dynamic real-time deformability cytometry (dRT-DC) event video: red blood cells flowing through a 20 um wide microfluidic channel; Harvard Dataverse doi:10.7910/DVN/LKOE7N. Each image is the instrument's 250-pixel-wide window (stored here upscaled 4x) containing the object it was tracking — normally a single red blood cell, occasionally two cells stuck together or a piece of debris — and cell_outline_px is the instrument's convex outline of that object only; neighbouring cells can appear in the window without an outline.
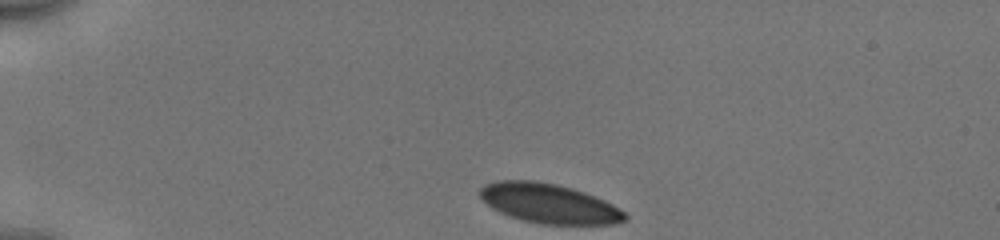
{"species": "human", "species_latin": "Homo sapiens", "temperature_condition": "cold", "stored_images_in_passage": 36, "camera_frame_rate_fps": 3000, "um_per_image_px": 0.085, "donor": {"sex": "male"}, "frame": {"image": 1, "passage_image": 1, "time_ms": 0.0, "image_size_px": [1000, 240], "cell_outline_px": [[628, 220], [616, 224], [540, 224], [520, 220], [500, 212], [492, 208], [480, 196], [480, 188], [484, 184], [496, 180], [536, 180], [556, 184], [572, 188], [584, 192], [604, 200], [612, 204], [624, 212], [628, 216]], "centroid_in_image_um": [46.67, 17.29], "position_along_channel_um": 38.3, "area_um2": 33.52}}
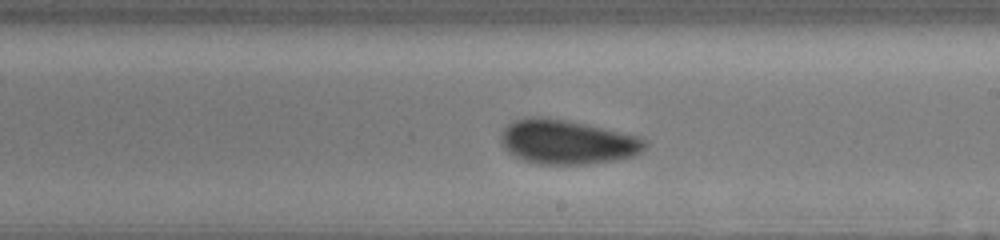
{"frame": {"image": 2, "passage_image": 21, "time_ms": 6.667, "image_size_px": [1000, 240], "cell_outline_px": [[648, 144], [636, 156], [588, 164], [536, 164], [520, 160], [512, 156], [504, 148], [500, 136], [504, 128], [508, 124], [516, 120], [528, 116], [544, 116], [588, 124], [636, 136], [648, 140]], "centroid_in_image_um": [48.18, 12.07], "position_along_channel_um": 240.8, "area_um2": 37.51}}
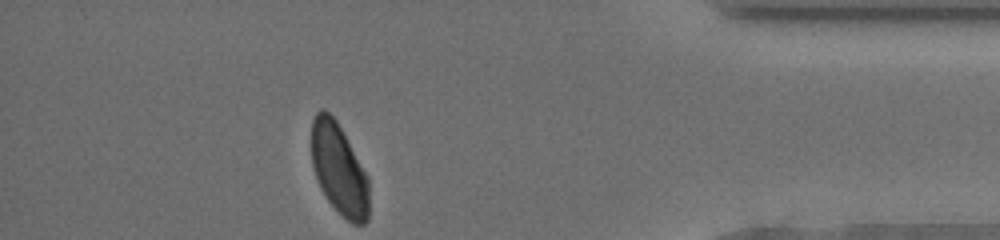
{"frame": {"image": 3, "passage_image": 36, "time_ms": 11.667, "image_size_px": [1000, 240], "cell_outline_px": [[368, 220], [364, 224], [352, 224], [328, 200], [320, 188], [312, 168], [312, 120], [316, 112], [320, 108], [324, 108], [336, 120], [368, 176]], "centroid_in_image_um": [28.8, 14.37], "position_along_channel_um": 406.4, "area_um2": 30.35}, "authors_computed_cell_mechanics": {"area_um2": 35.4025, "velocity_mm_per_s": 3.9459, "shape_relaxation_time_tau1_ms": 5.2538, "shape_relaxation_time_tau2_ms": 0.5324, "deformation_change_tau1": 0.0919, "deformation_change_tau2": 0.054}}